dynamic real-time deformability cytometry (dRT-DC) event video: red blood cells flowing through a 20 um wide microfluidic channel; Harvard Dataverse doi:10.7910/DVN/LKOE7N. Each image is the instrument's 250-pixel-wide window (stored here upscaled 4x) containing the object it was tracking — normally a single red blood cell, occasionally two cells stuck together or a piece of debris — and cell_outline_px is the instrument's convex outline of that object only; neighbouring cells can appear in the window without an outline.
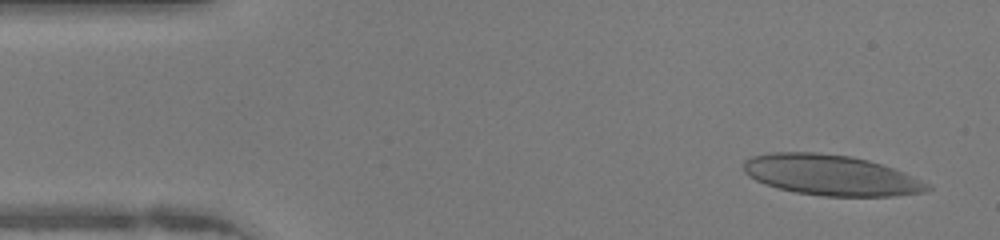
{"species": "human", "species_latin": "Homo sapiens", "temperature_condition": "warm", "stored_images_in_passage": 46, "camera_frame_rate_fps": 3000, "um_per_image_px": 0.085, "donor": {"sex": "female"}, "frame": {"image": 1, "passage_image": 2, "time_ms": 0.333, "image_size_px": [1000, 240], "cell_outline_px": [[932, 188], [928, 192], [896, 196], [824, 196], [796, 192], [776, 188], [764, 184], [748, 176], [744, 172], [744, 160], [752, 156], [772, 152], [816, 152], [852, 156], [868, 160], [904, 172], [932, 184]], "centroid_in_image_um": [70.66, 14.89], "position_along_channel_um": 14.3, "area_um2": 43.75}}
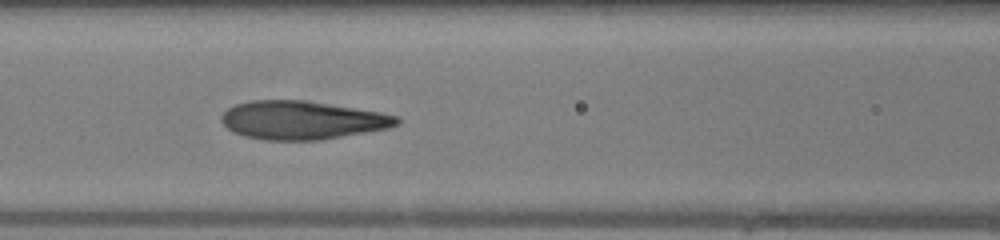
{"frame": {"image": 2, "passage_image": 18, "time_ms": 5.667, "image_size_px": [1000, 240], "cell_outline_px": [[400, 124], [388, 128], [320, 140], [264, 140], [244, 136], [232, 132], [220, 120], [220, 116], [228, 108], [236, 104], [252, 100], [304, 100], [380, 112], [396, 116], [400, 120]], "centroid_in_image_um": [25.65, 10.21], "position_along_channel_um": 141.0, "area_um2": 39.13}}
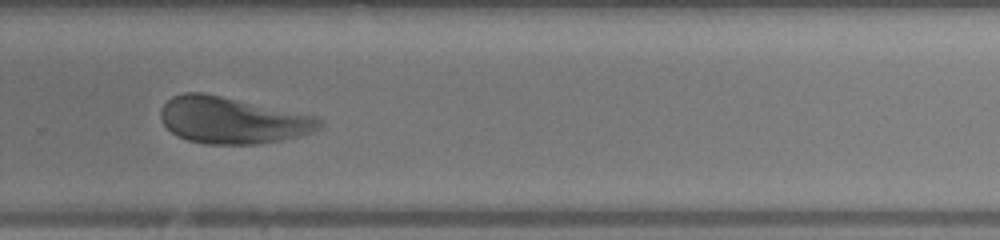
{"frame": {"image": 3, "passage_image": 30, "time_ms": 9.667, "image_size_px": [1000, 240], "cell_outline_px": [[324, 124], [320, 128], [304, 136], [260, 144], [204, 144], [188, 140], [172, 132], [164, 124], [160, 116], [160, 108], [172, 96], [184, 92], [200, 92], [320, 116], [324, 120]], "centroid_in_image_um": [19.82, 10.23], "position_along_channel_um": 310.0, "area_um2": 43.47}, "authors_computed_cell_mechanics": {"area_um2": 41.9339, "velocity_mm_per_s": 4.2406, "shape_relaxation_time_tau1_ms": 2.9927, "shape_relaxation_time_tau2_ms": 1.1747, "deformation_change_tau1": 0.1549, "deformation_change_tau2": 0.0949}}